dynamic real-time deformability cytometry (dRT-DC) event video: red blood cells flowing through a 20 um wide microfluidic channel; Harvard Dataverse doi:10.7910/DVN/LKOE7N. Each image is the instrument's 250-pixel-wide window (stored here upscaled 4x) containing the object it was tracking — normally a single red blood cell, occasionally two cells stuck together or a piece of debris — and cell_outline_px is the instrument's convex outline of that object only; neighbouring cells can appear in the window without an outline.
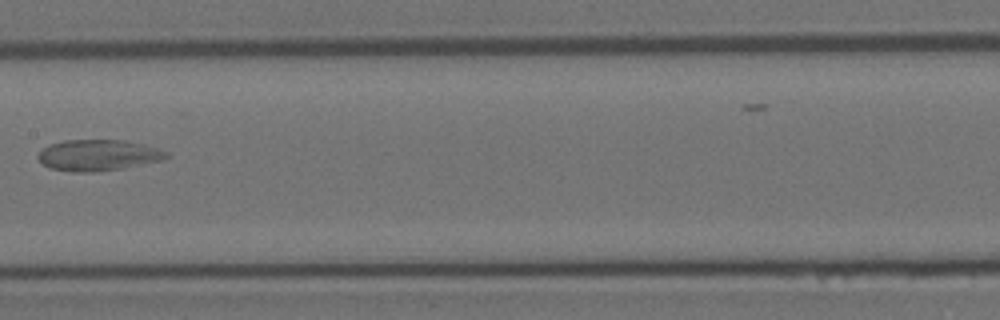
{"species": "Egyptian fruit bat (a non-hibernating species)", "species_latin": "Rousettus aegyptiacus", "temperature_condition": "room temperature", "stored_images_in_passage": 10, "camera_frame_rate_fps": 3000, "um_per_image_px": 0.085, "animal": {"sex": "female"}, "frame": {"image": 1, "passage_image": 7, "time_ms": 2.0, "image_size_px": [1000, 320], "cell_outline_px": [[168, 156], [160, 160], [120, 168], [92, 172], [72, 172], [52, 168], [44, 164], [36, 156], [48, 144], [64, 140], [124, 140], [144, 144], [168, 152]], "centroid_in_image_um": [8.31, 13.18], "position_along_channel_um": 199.1, "area_um2": 22.89}}
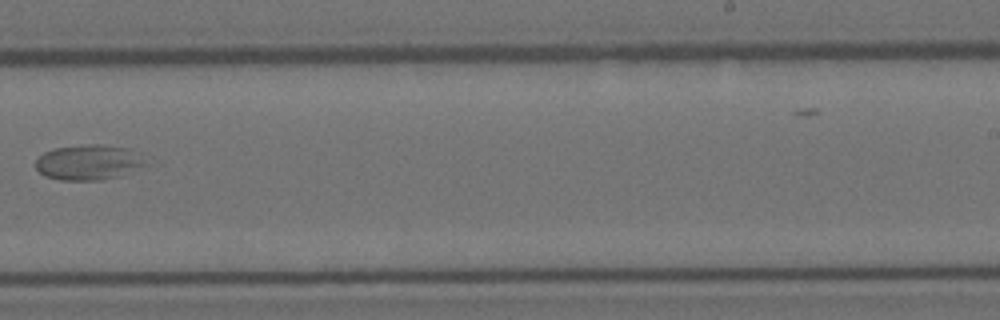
{"frame": {"image": 2, "passage_image": 9, "time_ms": 2.667, "image_size_px": [1000, 320], "cell_outline_px": [[144, 164], [120, 176], [100, 180], [60, 180], [44, 176], [36, 168], [36, 160], [44, 152], [56, 148], [88, 144], [104, 144], [128, 148], [140, 152]], "centroid_in_image_um": [7.5, 13.79], "position_along_channel_um": 281.5, "area_um2": 22.43}}
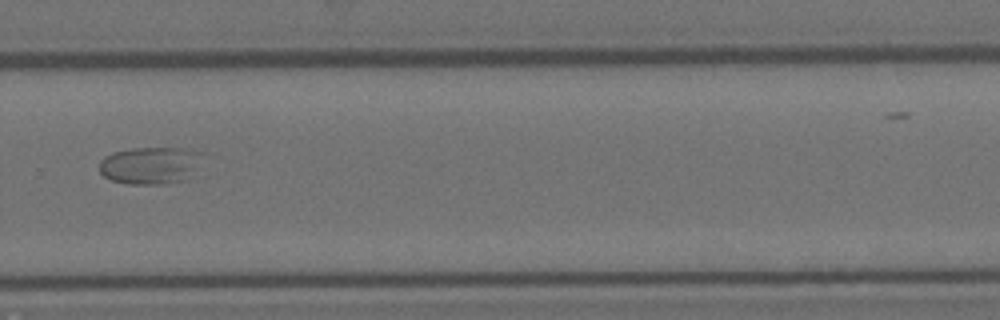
{"frame": {"image": 3, "passage_image": 10, "time_ms": 3.0, "image_size_px": [1000, 320], "cell_outline_px": [[204, 152], [188, 180], [168, 184], [128, 184], [112, 180], [104, 176], [100, 172], [100, 160], [104, 156], [112, 152], [132, 148], [184, 148]], "centroid_in_image_um": [12.77, 14.06], "position_along_channel_um": 317.0, "area_um2": 22.6}}